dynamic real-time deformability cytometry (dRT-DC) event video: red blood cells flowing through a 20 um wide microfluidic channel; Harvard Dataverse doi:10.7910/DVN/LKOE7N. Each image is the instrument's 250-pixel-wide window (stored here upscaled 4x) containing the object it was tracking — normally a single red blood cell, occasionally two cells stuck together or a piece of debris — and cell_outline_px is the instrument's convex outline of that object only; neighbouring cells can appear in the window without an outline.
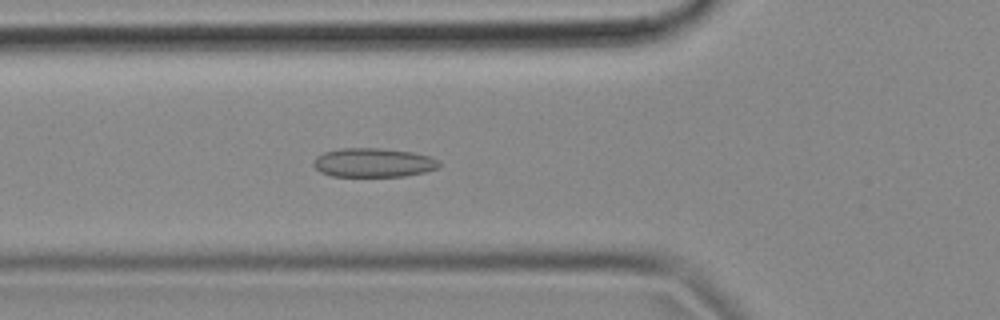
{"species": "common noctule bat (a hibernating species)", "species_latin": "Nyctalus noctula", "temperature_condition": "cold", "stored_images_in_passage": 55, "camera_frame_rate_fps": 3000, "um_per_image_px": 0.085, "animal": {"sex": "female", "body_mass_g": 18.4}, "frame": {"image": 1, "passage_image": 19, "time_ms": 6.0, "image_size_px": [1000, 320], "cell_outline_px": [[440, 168], [424, 172], [404, 176], [332, 176], [320, 172], [312, 164], [316, 156], [324, 152], [340, 148], [380, 148], [412, 152], [428, 156], [440, 160]], "centroid_in_image_um": [31.74, 13.82], "position_along_channel_um": 94.1, "area_um2": 21.33}}
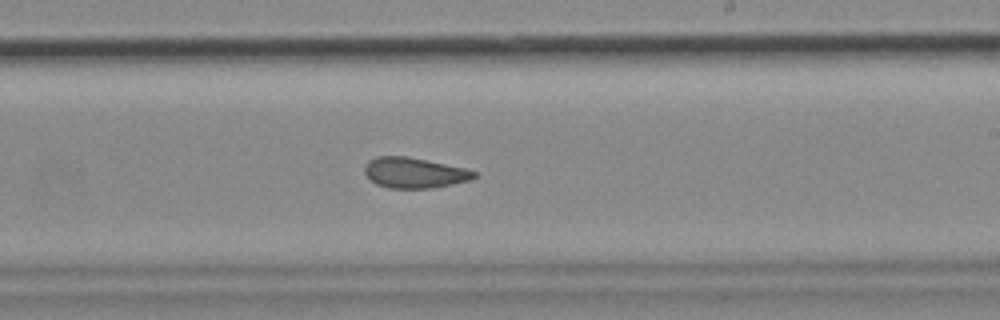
{"frame": {"image": 2, "passage_image": 32, "time_ms": 10.333, "image_size_px": [1000, 320], "cell_outline_px": [[476, 176], [472, 180], [432, 188], [388, 188], [376, 184], [364, 172], [364, 164], [368, 160], [376, 156], [404, 156], [464, 168], [476, 172]], "centroid_in_image_um": [35.18, 14.69], "position_along_channel_um": 253.8, "area_um2": 19.31}}
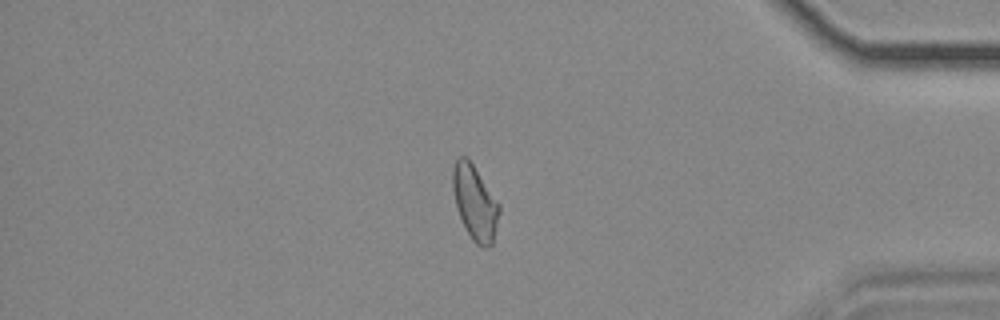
{"frame": {"image": 3, "passage_image": 46, "time_ms": 15.0, "image_size_px": [1000, 320], "cell_outline_px": [[500, 212], [492, 244], [484, 248], [476, 244], [472, 240], [456, 208], [452, 188], [452, 172], [456, 160], [460, 156], [468, 156], [500, 204]], "centroid_in_image_um": [40.37, 17.19], "position_along_channel_um": 394.8, "area_um2": 20.23}, "authors_computed_cell_mechanics": {"area_um2": 20.4034, "velocity_mm_per_s": 3.6867, "shape_relaxation_time_tau1_ms": null, "shape_relaxation_time_tau2_ms": 2.6527, "deformation_change_tau1": null, "deformation_change_tau2": 0.08}}